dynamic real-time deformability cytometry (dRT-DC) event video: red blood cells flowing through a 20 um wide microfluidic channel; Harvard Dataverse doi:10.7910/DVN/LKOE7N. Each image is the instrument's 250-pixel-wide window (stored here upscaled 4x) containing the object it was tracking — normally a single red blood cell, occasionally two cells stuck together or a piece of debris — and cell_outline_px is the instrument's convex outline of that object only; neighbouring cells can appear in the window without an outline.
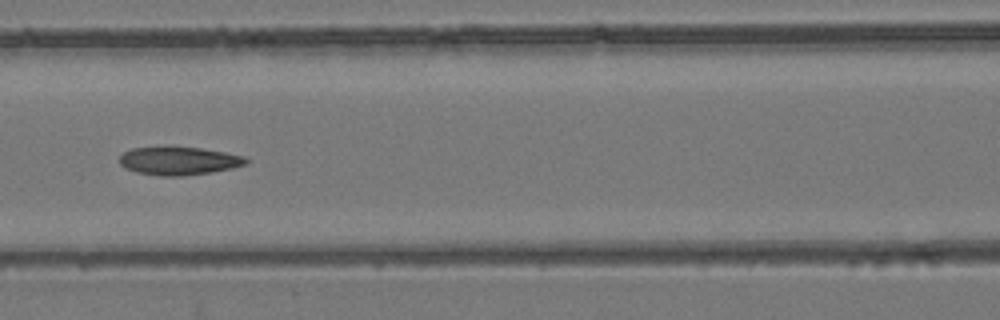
{"species": "common noctule bat (a hibernating species)", "species_latin": "Nyctalus noctula", "temperature_condition": "room temperature", "stored_images_in_passage": 7, "camera_frame_rate_fps": 3000, "um_per_image_px": 0.085, "animal": {"sex": "female", "body_mass_g": 24.6, "forearm_length_mm": 56.2}, "frame": {"image": 1, "passage_image": 7, "time_ms": 2.0, "image_size_px": [1000, 320], "cell_outline_px": [[248, 164], [232, 168], [212, 172], [184, 176], [160, 176], [136, 172], [124, 168], [120, 164], [120, 156], [124, 152], [132, 148], [164, 144], [200, 148], [224, 152], [244, 156], [248, 160]], "centroid_in_image_um": [15.16, 13.64], "position_along_channel_um": 151.4, "area_um2": 21.5}}